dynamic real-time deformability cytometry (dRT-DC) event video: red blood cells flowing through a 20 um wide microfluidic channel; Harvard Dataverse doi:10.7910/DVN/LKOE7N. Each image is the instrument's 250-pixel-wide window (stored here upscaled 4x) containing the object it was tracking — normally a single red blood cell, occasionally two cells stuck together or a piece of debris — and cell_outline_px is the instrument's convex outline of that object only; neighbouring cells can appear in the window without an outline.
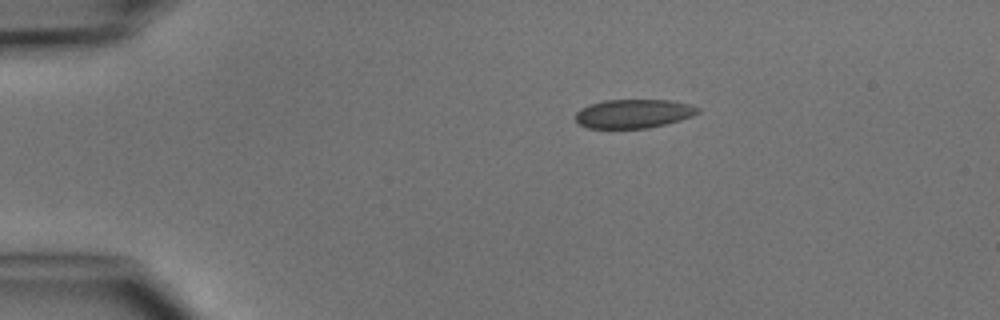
{"species": "common noctule bat (a hibernating species)", "species_latin": "Nyctalus noctula", "temperature_condition": "cold", "stored_images_in_passage": 4, "camera_frame_rate_fps": 3000, "um_per_image_px": 0.085, "animal": {"sex": "male", "body_mass_g": 15.6}, "frame": {"image": 1, "passage_image": 1, "time_ms": 0.0, "image_size_px": [1000, 320], "cell_outline_px": [[700, 112], [692, 116], [680, 120], [664, 124], [644, 128], [588, 128], [580, 124], [576, 120], [576, 112], [580, 108], [588, 104], [604, 100], [672, 100], [688, 104], [700, 108]], "centroid_in_image_um": [53.84, 9.65], "position_along_channel_um": 31.2, "area_um2": 20.52}}
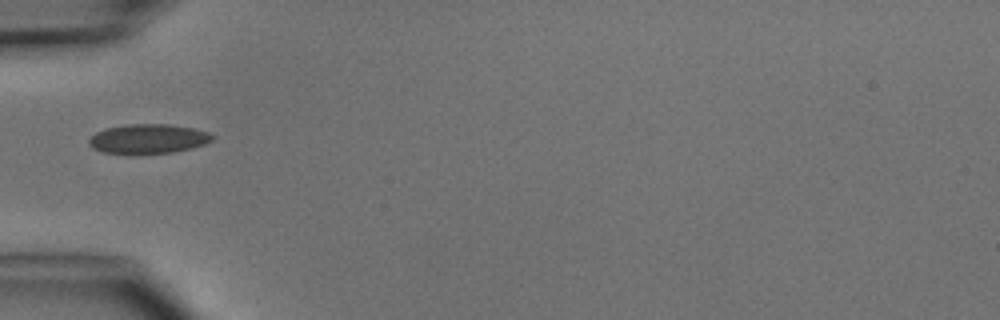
{"frame": {"image": 2, "passage_image": 2, "time_ms": 2.333, "image_size_px": [1000, 320], "cell_outline_px": [[216, 136], [212, 140], [204, 144], [192, 148], [172, 152], [132, 156], [104, 152], [92, 148], [88, 144], [88, 140], [96, 132], [104, 128], [128, 124], [168, 124], [192, 128], [208, 132]], "centroid_in_image_um": [12.56, 11.83], "position_along_channel_um": 72.4, "area_um2": 21.73}}
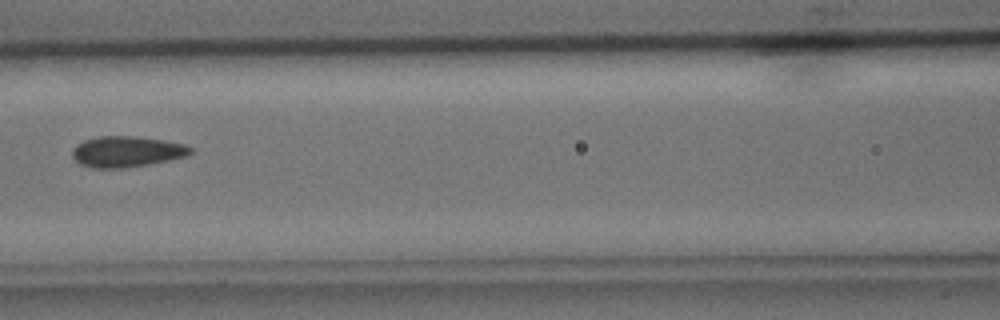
{"frame": {"image": 3, "passage_image": 4, "time_ms": 4.333, "image_size_px": [1000, 320], "cell_outline_px": [[192, 152], [184, 156], [168, 160], [148, 164], [124, 168], [92, 168], [80, 164], [72, 156], [72, 148], [76, 144], [84, 140], [100, 136], [136, 136], [164, 140], [184, 144], [192, 148]], "centroid_in_image_um": [10.73, 12.88], "position_along_channel_um": 155.9, "area_um2": 21.21}}